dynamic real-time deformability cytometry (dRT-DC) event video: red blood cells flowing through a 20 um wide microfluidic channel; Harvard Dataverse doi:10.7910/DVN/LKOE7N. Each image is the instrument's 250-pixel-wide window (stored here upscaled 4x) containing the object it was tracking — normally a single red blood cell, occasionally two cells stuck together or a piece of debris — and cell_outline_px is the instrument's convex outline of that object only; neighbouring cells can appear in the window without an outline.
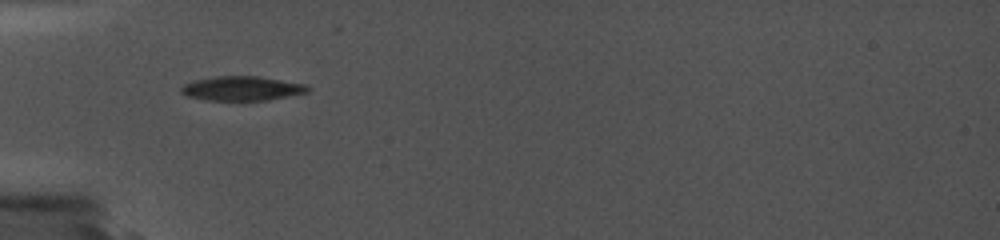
{"species": "common noctule bat (a hibernating species)", "species_latin": "Nyctalus noctula", "temperature_condition": "cold", "stored_images_in_passage": 10, "camera_frame_rate_fps": 5000, "um_per_image_px": 0.085, "animal": {"sex": "female", "body_mass_g": 19.0, "forearm_length_mm": 56.7}, "frame": {"image": 1, "passage_image": 1, "time_ms": 0.0, "image_size_px": [1000, 240], "cell_outline_px": [[308, 88], [300, 92], [260, 100], [216, 100], [196, 96], [184, 92], [184, 88], [188, 84], [196, 80], [216, 76], [256, 76], [300, 84]], "centroid_in_image_um": [20.52, 7.49], "position_along_channel_um": 64.5, "area_um2": 16.18}}
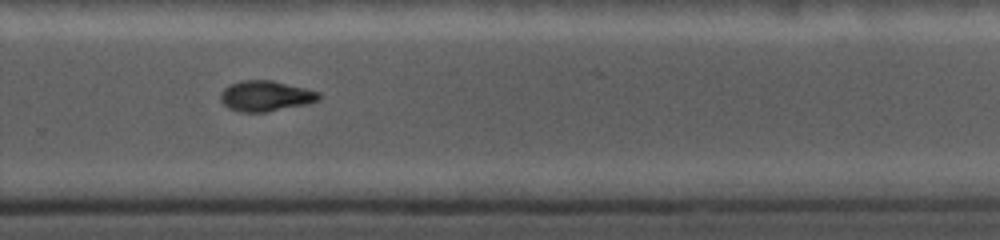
{"frame": {"image": 2, "passage_image": 7, "time_ms": 6.6, "image_size_px": [1000, 240], "cell_outline_px": [[320, 96], [316, 100], [264, 112], [248, 112], [232, 108], [224, 100], [224, 92], [232, 84], [240, 80], [272, 80], [316, 92]], "centroid_in_image_um": [22.59, 8.13], "position_along_channel_um": 307.2, "area_um2": 15.95}}
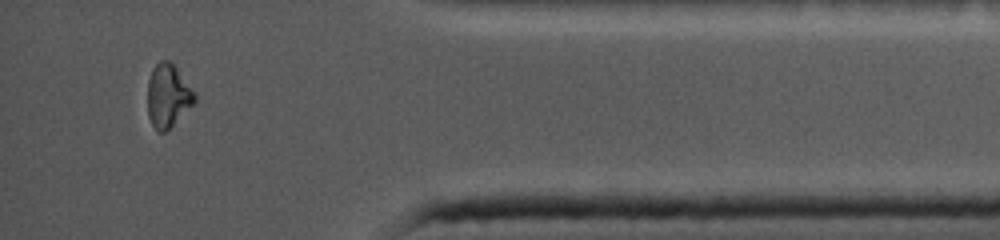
{"frame": {"image": 3, "passage_image": 10, "time_ms": 10.0, "image_size_px": [1000, 240], "cell_outline_px": [[196, 100], [164, 132], [160, 132], [152, 124], [148, 112], [148, 80], [156, 64], [160, 60], [168, 60], [176, 68], [196, 96]], "centroid_in_image_um": [14.25, 8.12], "position_along_channel_um": 421.0, "area_um2": 16.47}, "authors_computed_cell_mechanics": {"area_um2": 16.0395, "velocity_mm_per_s": 3.7546, "shape_relaxation_time_tau1_ms": 6.7424, "shape_relaxation_time_tau2_ms": 2.574, "deformation_change_tau1": 0.2069, "deformation_change_tau2": 0.0653}}